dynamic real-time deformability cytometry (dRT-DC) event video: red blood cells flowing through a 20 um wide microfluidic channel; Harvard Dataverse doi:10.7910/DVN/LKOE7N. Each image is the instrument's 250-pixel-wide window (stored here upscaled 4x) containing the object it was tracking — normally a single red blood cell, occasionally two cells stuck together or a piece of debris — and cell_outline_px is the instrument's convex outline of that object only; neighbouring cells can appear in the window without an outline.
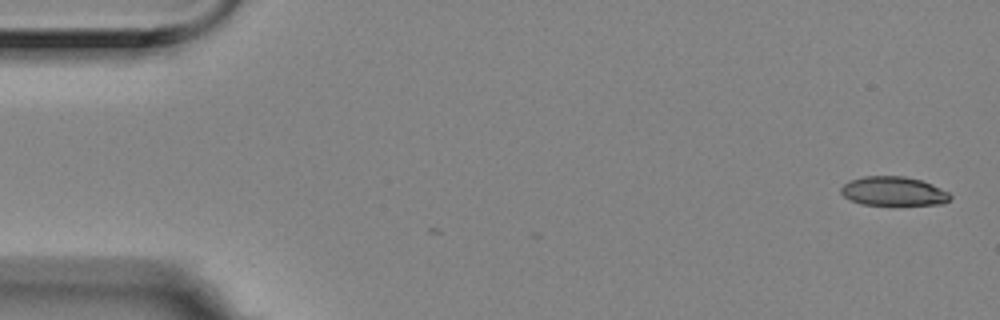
{"species": "Egyptian fruit bat (a non-hibernating species)", "species_latin": "Rousettus aegyptiacus", "temperature_condition": "room temperature", "stored_images_in_passage": 5, "camera_frame_rate_fps": 3000, "um_per_image_px": 0.085, "animal": {"sex": "female"}, "frame": {"image": 1, "passage_image": 1, "time_ms": 0.0, "image_size_px": [1000, 320], "cell_outline_px": [[952, 196], [944, 204], [860, 204], [844, 196], [840, 192], [840, 188], [844, 184], [852, 180], [864, 176], [904, 176], [920, 180], [932, 184], [948, 192]], "centroid_in_image_um": [75.94, 16.24], "position_along_channel_um": 9.1, "area_um2": 18.21}}
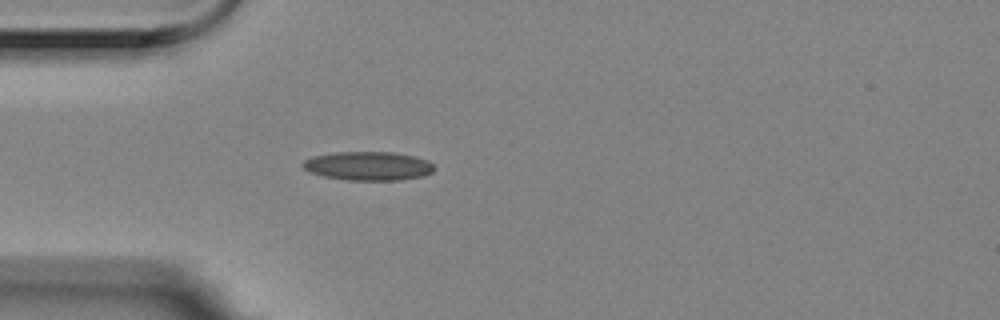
{"frame": {"image": 2, "passage_image": 5, "time_ms": 1.333, "image_size_px": [1000, 320], "cell_outline_px": [[436, 168], [432, 172], [424, 176], [400, 180], [348, 180], [324, 176], [308, 172], [300, 164], [304, 160], [312, 156], [336, 152], [392, 152], [416, 156], [428, 160]], "centroid_in_image_um": [31.31, 14.1], "position_along_channel_um": 53.7, "area_um2": 22.25}}